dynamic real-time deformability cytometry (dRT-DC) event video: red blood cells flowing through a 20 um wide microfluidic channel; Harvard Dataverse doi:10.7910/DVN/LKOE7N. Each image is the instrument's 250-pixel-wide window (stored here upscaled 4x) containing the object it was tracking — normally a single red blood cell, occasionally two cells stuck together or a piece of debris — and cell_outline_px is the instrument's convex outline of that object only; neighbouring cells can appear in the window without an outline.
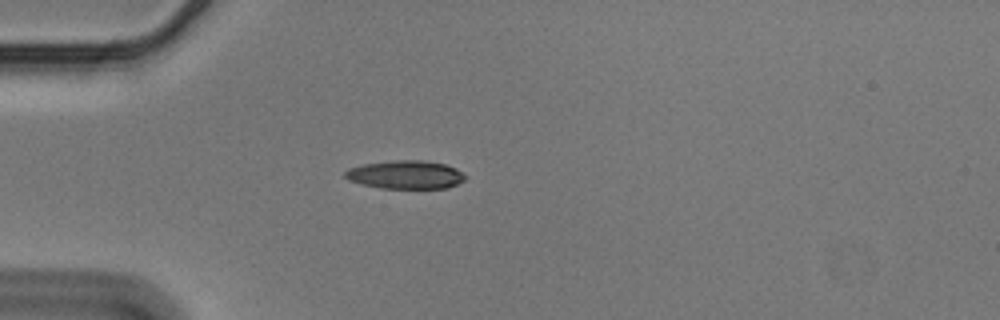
{"species": "Egyptian fruit bat (a non-hibernating species)", "species_latin": "Rousettus aegyptiacus", "temperature_condition": "cold", "stored_images_in_passage": 37, "camera_frame_rate_fps": 3000, "um_per_image_px": 0.085, "animal": {"sex": "male"}, "frame": {"image": 1, "passage_image": 1, "time_ms": 0.0, "image_size_px": [1000, 320], "cell_outline_px": [[468, 176], [464, 180], [448, 188], [380, 188], [360, 184], [348, 180], [344, 176], [344, 172], [348, 168], [364, 164], [396, 160], [424, 160], [444, 164], [456, 168]], "centroid_in_image_um": [34.47, 14.85], "position_along_channel_um": 50.5, "area_um2": 19.94}}
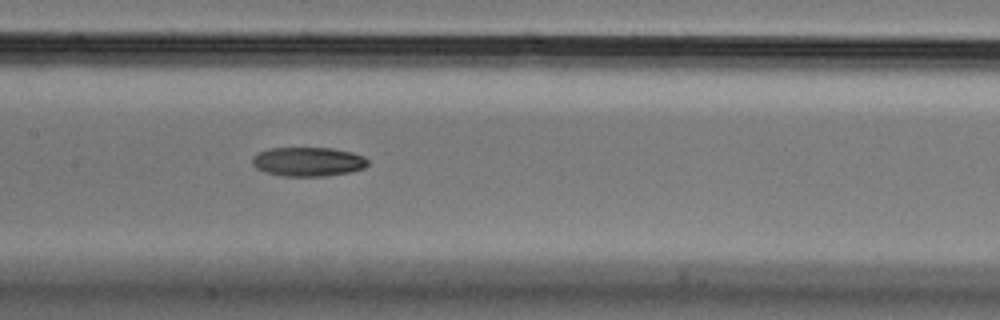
{"frame": {"image": 2, "passage_image": 13, "time_ms": 4.0, "image_size_px": [1000, 320], "cell_outline_px": [[368, 164], [364, 168], [348, 172], [324, 176], [280, 176], [264, 172], [256, 168], [252, 164], [252, 156], [268, 148], [332, 148], [352, 152], [364, 156], [368, 160]], "centroid_in_image_um": [26.16, 13.74], "position_along_channel_um": 181.2, "area_um2": 19.71}}
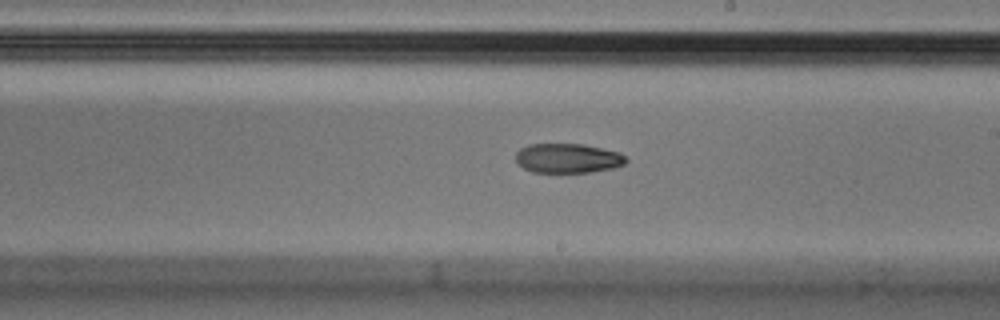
{"frame": {"image": 3, "passage_image": 18, "time_ms": 5.667, "image_size_px": [1000, 320], "cell_outline_px": [[628, 160], [624, 164], [612, 168], [588, 172], [532, 172], [516, 164], [516, 152], [520, 148], [528, 144], [584, 144], [620, 152]], "centroid_in_image_um": [48.23, 13.44], "position_along_channel_um": 240.8, "area_um2": 19.02}, "authors_computed_cell_mechanics": {"area_um2": 19.8254, "velocity_mm_per_s": 3.5866, "shape_relaxation_time_tau1_ms": 8.5663, "shape_relaxation_time_tau2_ms": null, "deformation_change_tau1": 0.1876, "deformation_change_tau2": null}}